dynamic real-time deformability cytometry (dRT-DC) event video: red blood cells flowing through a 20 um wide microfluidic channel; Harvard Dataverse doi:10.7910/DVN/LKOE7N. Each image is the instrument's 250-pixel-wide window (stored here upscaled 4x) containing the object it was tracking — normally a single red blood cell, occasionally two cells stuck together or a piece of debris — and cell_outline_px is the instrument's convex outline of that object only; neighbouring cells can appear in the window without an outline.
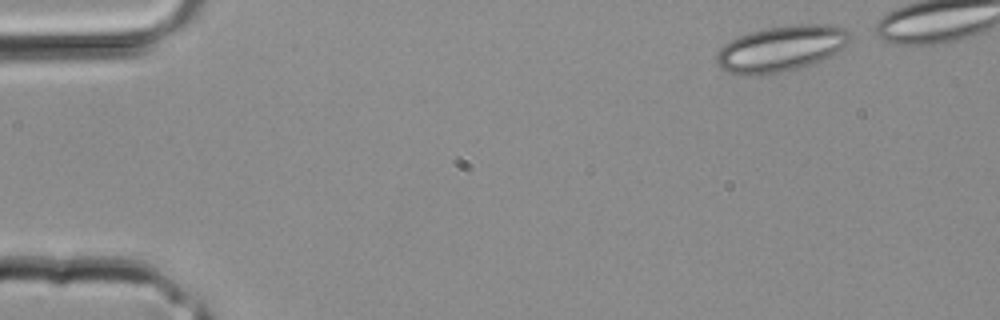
{"species": "common noctule bat (a hibernating species)", "species_latin": "Nyctalus noctula", "temperature_condition": "room temperature", "stored_images_in_passage": 5, "camera_frame_rate_fps": 3000, "um_per_image_px": 0.085, "animal": {"sex": "male", "body_mass_g": 20.4}, "frame": {"image": 1, "passage_image": 1, "time_ms": 0.0, "image_size_px": [1000, 320], "cell_outline_px": [[852, 40], [828, 56], [820, 60], [800, 68], [760, 76], [748, 76], [728, 72], [720, 68], [716, 64], [716, 52], [724, 44], [748, 32], [768, 28], [796, 24], [828, 24], [844, 28], [848, 32]], "centroid_in_image_um": [66.34, 4.14], "position_along_channel_um": 18.7, "area_um2": 35.55}}
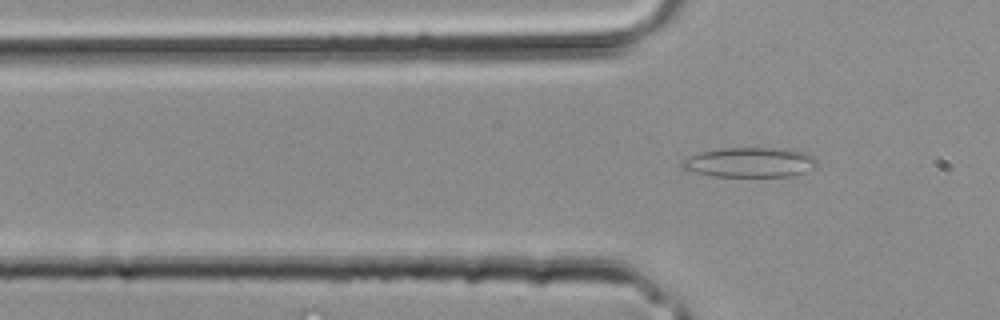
{"frame": {"image": 2, "passage_image": 5, "time_ms": 1.333, "image_size_px": [1000, 320], "cell_outline_px": [[816, 164], [804, 172], [792, 176], [716, 176], [688, 172], [680, 168], [680, 160], [688, 156], [700, 152], [720, 148], [792, 148], [804, 152], [812, 156], [816, 160]], "centroid_in_image_um": [63.65, 13.79], "position_along_channel_um": 62.2, "area_um2": 23.7}}